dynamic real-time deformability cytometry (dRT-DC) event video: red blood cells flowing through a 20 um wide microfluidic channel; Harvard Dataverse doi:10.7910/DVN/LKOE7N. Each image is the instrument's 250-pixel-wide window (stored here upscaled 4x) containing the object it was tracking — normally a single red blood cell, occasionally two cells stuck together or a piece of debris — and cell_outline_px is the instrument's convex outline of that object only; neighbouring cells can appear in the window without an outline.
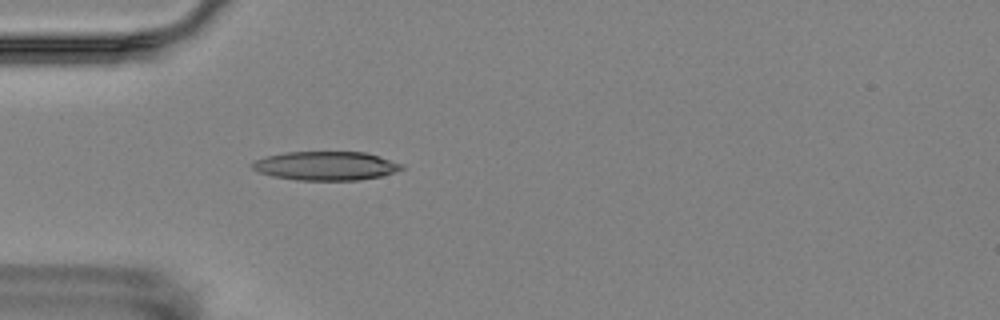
{"species": "Egyptian fruit bat (a non-hibernating species)", "species_latin": "Rousettus aegyptiacus", "temperature_condition": "room temperature", "stored_images_in_passage": 3, "camera_frame_rate_fps": 3000, "um_per_image_px": 0.085, "animal": {"sex": "female"}, "frame": {"image": 1, "passage_image": 3, "time_ms": 3.333, "image_size_px": [1000, 320], "cell_outline_px": [[404, 168], [380, 176], [360, 180], [296, 180], [272, 176], [260, 172], [252, 168], [252, 164], [256, 160], [268, 156], [284, 152], [364, 152], [404, 164]], "centroid_in_image_um": [27.7, 14.1], "position_along_channel_um": 57.3, "area_um2": 24.85}}